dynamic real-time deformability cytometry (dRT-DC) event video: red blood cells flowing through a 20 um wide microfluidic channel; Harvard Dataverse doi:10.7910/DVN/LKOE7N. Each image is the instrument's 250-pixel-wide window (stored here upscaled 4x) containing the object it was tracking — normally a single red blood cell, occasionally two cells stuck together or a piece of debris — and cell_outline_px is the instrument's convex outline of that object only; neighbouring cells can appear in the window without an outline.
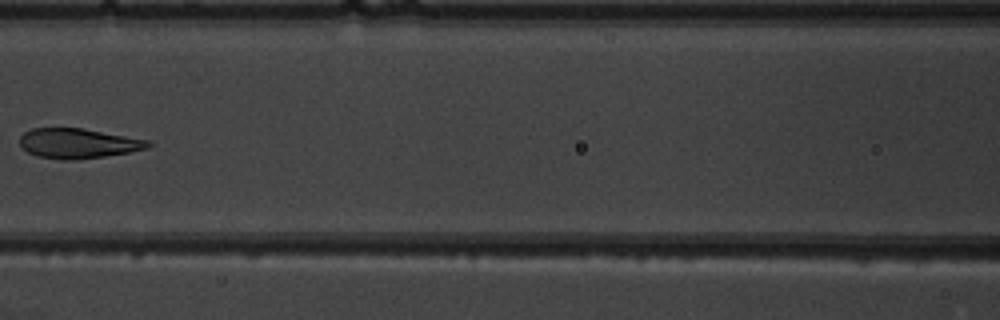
{"species": "common noctule bat (a hibernating species)", "species_latin": "Nyctalus noctula", "temperature_condition": "warm", "stored_images_in_passage": 8, "camera_frame_rate_fps": 3000, "um_per_image_px": 0.085, "animal": {"sex": "male", "body_mass_g": 19.5, "forearm_length_mm": 54.6}, "frame": {"image": 1, "passage_image": 7, "time_ms": 7.333, "image_size_px": [1000, 320], "cell_outline_px": [[152, 144], [148, 148], [128, 152], [104, 156], [76, 160], [64, 160], [36, 156], [28, 152], [20, 144], [20, 136], [24, 132], [32, 128], [84, 128], [148, 140]], "centroid_in_image_um": [6.62, 12.18], "position_along_channel_um": 160.0, "area_um2": 22.31}}
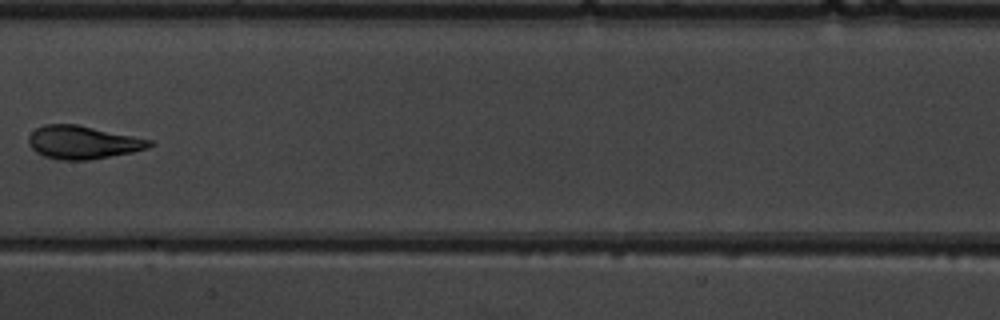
{"frame": {"image": 2, "passage_image": 8, "time_ms": 8.333, "image_size_px": [1000, 320], "cell_outline_px": [[156, 144], [148, 148], [132, 152], [88, 160], [60, 160], [44, 156], [36, 152], [28, 144], [28, 136], [36, 128], [44, 124], [76, 124], [152, 140]], "centroid_in_image_um": [7.03, 12.1], "position_along_channel_um": 200.4, "area_um2": 23.29}}